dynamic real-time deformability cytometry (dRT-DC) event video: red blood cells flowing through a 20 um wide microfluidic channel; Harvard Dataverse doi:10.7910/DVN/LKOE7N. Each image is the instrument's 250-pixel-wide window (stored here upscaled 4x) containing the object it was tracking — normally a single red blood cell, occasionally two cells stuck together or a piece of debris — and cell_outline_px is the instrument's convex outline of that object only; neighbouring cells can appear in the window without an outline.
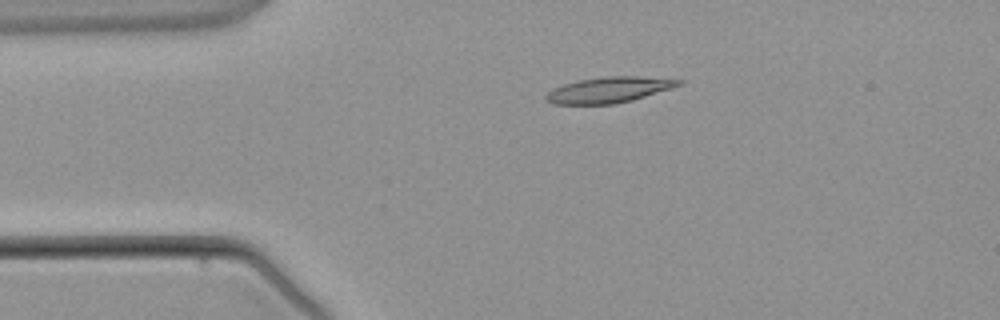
{"species": "common noctule bat (a hibernating species)", "species_latin": "Nyctalus noctula", "temperature_condition": "warm", "stored_images_in_passage": 4, "camera_frame_rate_fps": 3000, "um_per_image_px": 0.085, "animal": {"sex": "male", "body_mass_g": 21.5, "forearm_length_mm": 52.0}, "frame": {"image": 1, "passage_image": 3, "time_ms": 2.333, "image_size_px": [1000, 320], "cell_outline_px": [[684, 84], [672, 88], [632, 100], [616, 104], [552, 104], [544, 100], [544, 96], [552, 88], [576, 80], [604, 76], [640, 76], [684, 80]], "centroid_in_image_um": [51.74, 7.63], "position_along_channel_um": 33.3, "area_um2": 20.17}}
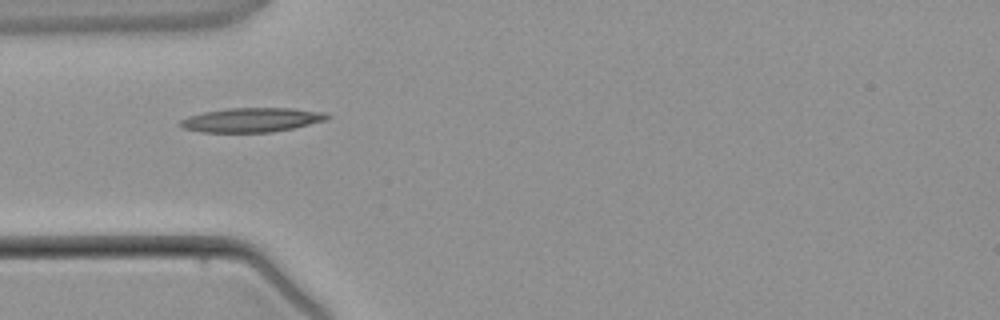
{"frame": {"image": 2, "passage_image": 4, "time_ms": 3.667, "image_size_px": [1000, 320], "cell_outline_px": [[332, 116], [324, 120], [292, 128], [272, 132], [200, 132], [184, 128], [180, 124], [180, 120], [188, 116], [204, 112], [228, 108], [292, 108], [328, 112]], "centroid_in_image_um": [21.41, 10.18], "position_along_channel_um": 63.6, "area_um2": 20.69}}